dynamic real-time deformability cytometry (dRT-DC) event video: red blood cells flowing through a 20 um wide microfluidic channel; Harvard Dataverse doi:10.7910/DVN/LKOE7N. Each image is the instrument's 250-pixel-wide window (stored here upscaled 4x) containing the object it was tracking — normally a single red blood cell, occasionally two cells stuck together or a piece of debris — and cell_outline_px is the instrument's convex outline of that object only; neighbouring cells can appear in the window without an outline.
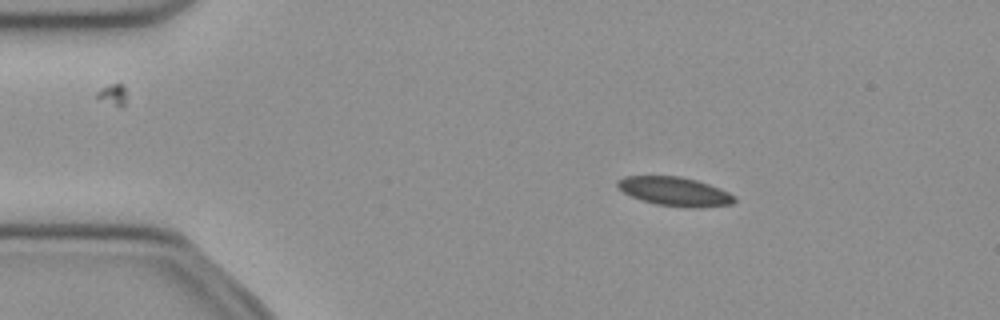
{"species": "common noctule bat (a hibernating species)", "species_latin": "Nyctalus noctula", "temperature_condition": "cold", "stored_images_in_passage": 52, "camera_frame_rate_fps": 3000, "um_per_image_px": 0.085, "animal": {"sex": "female", "body_mass_g": 21.9}, "frame": {"image": 1, "passage_image": 9, "time_ms": 2.667, "image_size_px": [1000, 320], "cell_outline_px": [[736, 200], [732, 204], [700, 208], [688, 208], [656, 204], [640, 200], [624, 192], [616, 184], [616, 180], [624, 176], [680, 176], [696, 180], [708, 184], [728, 192], [736, 196]], "centroid_in_image_um": [57.36, 16.28], "position_along_channel_um": 27.6, "area_um2": 19.77}}
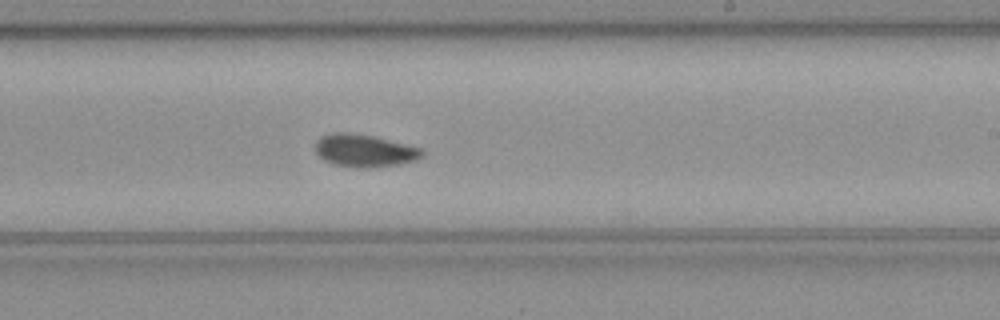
{"frame": {"image": 2, "passage_image": 31, "time_ms": 10.0, "image_size_px": [1000, 320], "cell_outline_px": [[424, 156], [416, 160], [400, 164], [368, 168], [364, 168], [332, 164], [324, 160], [316, 152], [316, 140], [320, 136], [332, 132], [348, 132], [372, 136], [424, 148]], "centroid_in_image_um": [31.0, 12.8], "position_along_channel_um": 258.0, "area_um2": 20.4}}
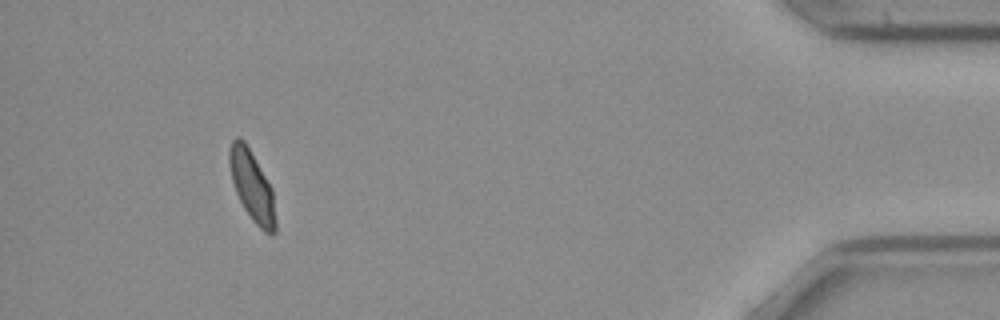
{"frame": {"image": 3, "passage_image": 48, "time_ms": 15.667, "image_size_px": [1000, 320], "cell_outline_px": [[276, 232], [272, 236], [264, 232], [252, 220], [244, 208], [236, 192], [232, 180], [228, 164], [228, 148], [232, 140], [236, 136], [240, 136], [244, 140], [272, 188], [276, 220]], "centroid_in_image_um": [21.41, 15.81], "position_along_channel_um": 413.8, "area_um2": 19.02}, "authors_computed_cell_mechanics": {"area_um2": 19.6809, "velocity_mm_per_s": 3.9596, "shape_relaxation_time_tau1_ms": 7.6062, "shape_relaxation_time_tau2_ms": 5.0424, "deformation_change_tau1": 0.1163, "deformation_change_tau2": 0.0656}}